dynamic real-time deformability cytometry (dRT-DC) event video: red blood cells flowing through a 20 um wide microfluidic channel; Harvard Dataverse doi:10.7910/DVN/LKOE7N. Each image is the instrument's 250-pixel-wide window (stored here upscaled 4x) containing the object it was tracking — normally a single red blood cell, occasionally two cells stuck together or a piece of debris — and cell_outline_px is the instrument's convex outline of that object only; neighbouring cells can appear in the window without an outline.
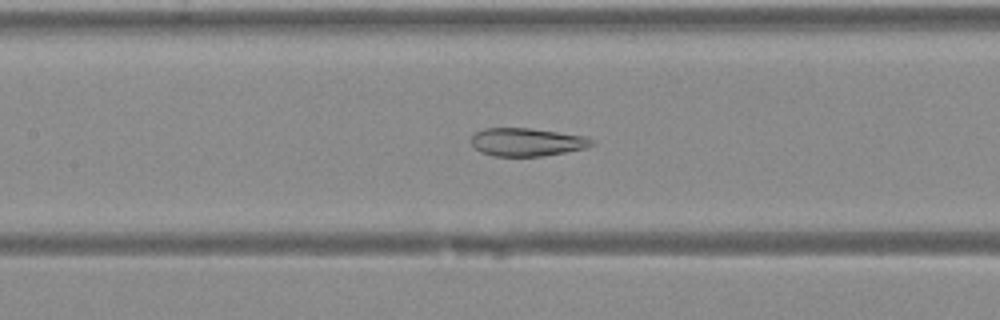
{"species": "Egyptian fruit bat (a non-hibernating species)", "species_latin": "Rousettus aegyptiacus", "temperature_condition": "warm", "stored_images_in_passage": 30, "camera_frame_rate_fps": 3000, "um_per_image_px": 0.085, "animal": {"sex": "female"}, "frame": {"image": 1, "passage_image": 11, "time_ms": 3.333, "image_size_px": [1000, 320], "cell_outline_px": [[596, 144], [584, 148], [564, 152], [540, 156], [496, 156], [480, 152], [472, 144], [472, 136], [476, 132], [484, 128], [528, 128], [588, 136]], "centroid_in_image_um": [44.8, 12.07], "position_along_channel_um": 162.6, "area_um2": 19.59}}
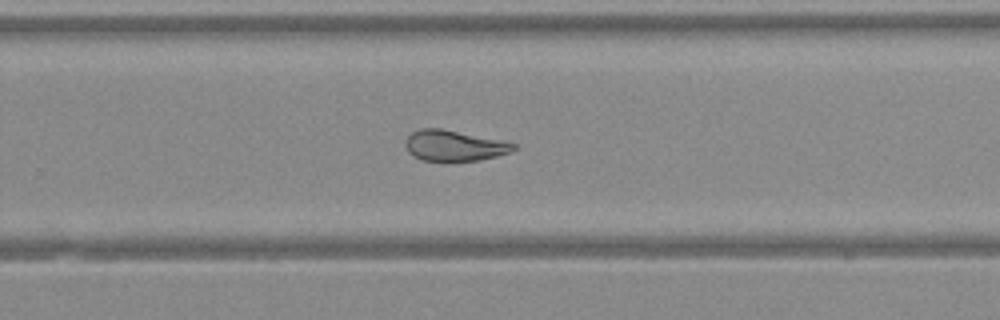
{"frame": {"image": 2, "passage_image": 19, "time_ms": 6.0, "image_size_px": [1000, 320], "cell_outline_px": [[516, 148], [508, 152], [496, 156], [480, 160], [420, 160], [408, 152], [404, 144], [404, 140], [412, 132], [420, 128], [440, 128], [516, 144]], "centroid_in_image_um": [38.52, 12.37], "position_along_channel_um": 291.3, "area_um2": 18.9}}
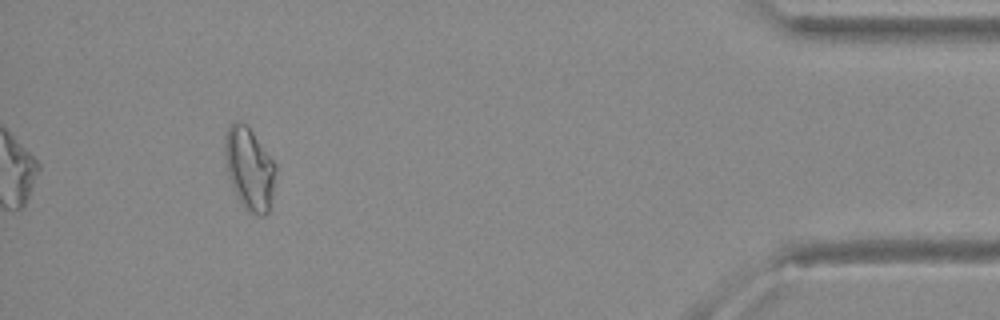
{"frame": {"image": 3, "passage_image": 30, "time_ms": 9.667, "image_size_px": [1000, 320], "cell_outline_px": [[276, 176], [268, 212], [264, 216], [256, 216], [248, 212], [240, 200], [232, 184], [228, 172], [224, 156], [224, 136], [228, 128], [232, 124], [240, 120], [248, 124], [276, 164]], "centroid_in_image_um": [21.21, 14.29], "position_along_channel_um": 414.0, "area_um2": 24.45}}